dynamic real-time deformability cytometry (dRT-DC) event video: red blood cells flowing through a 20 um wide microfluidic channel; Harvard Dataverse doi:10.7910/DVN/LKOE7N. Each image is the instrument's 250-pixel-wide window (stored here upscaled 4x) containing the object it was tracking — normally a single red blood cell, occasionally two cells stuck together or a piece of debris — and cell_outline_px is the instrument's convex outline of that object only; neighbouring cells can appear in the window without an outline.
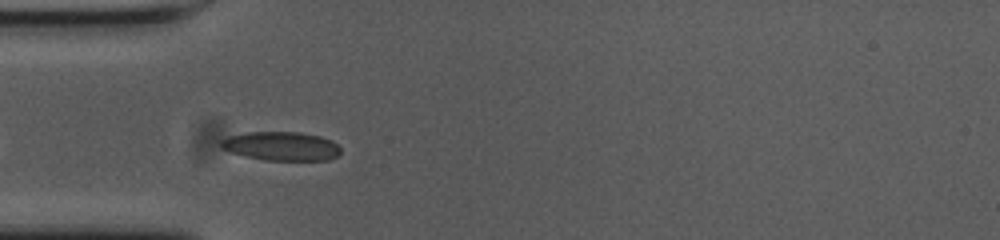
{"species": "common noctule bat (a hibernating species)", "species_latin": "Nyctalus noctula", "temperature_condition": "cold", "stored_images_in_passage": 28, "camera_frame_rate_fps": 3000, "um_per_image_px": 0.085, "animal": {"sex": "female", "body_mass_g": 23.0, "forearm_length_mm": 53.4}, "frame": {"image": 1, "passage_image": 5, "time_ms": 1.333, "image_size_px": [1000, 240], "cell_outline_px": [[340, 156], [328, 160], [264, 160], [244, 156], [220, 148], [220, 140], [228, 136], [244, 132], [300, 132], [320, 136], [332, 140], [340, 148]], "centroid_in_image_um": [23.91, 12.42], "position_along_channel_um": 61.1, "area_um2": 20.35}}
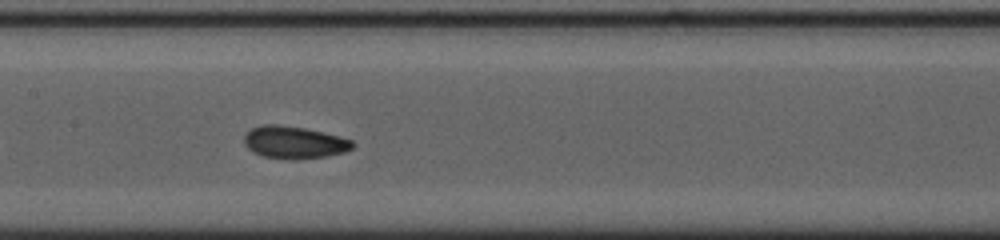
{"frame": {"image": 2, "passage_image": 15, "time_ms": 4.667, "image_size_px": [1000, 240], "cell_outline_px": [[356, 144], [352, 148], [344, 152], [324, 156], [292, 160], [264, 156], [248, 148], [244, 144], [244, 136], [252, 128], [264, 124], [276, 124], [304, 128], [340, 136], [352, 140]], "centroid_in_image_um": [25.02, 12.1], "position_along_channel_um": 182.4, "area_um2": 20.23}}
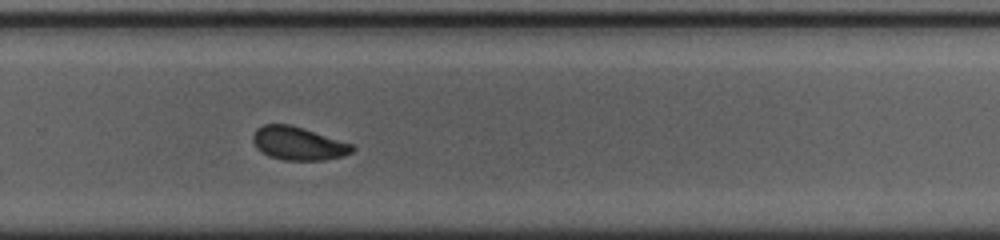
{"frame": {"image": 3, "passage_image": 25, "time_ms": 8.0, "image_size_px": [1000, 240], "cell_outline_px": [[356, 148], [352, 152], [344, 156], [324, 160], [284, 160], [268, 156], [256, 148], [252, 140], [252, 136], [256, 128], [264, 124], [288, 124], [304, 128], [352, 144]], "centroid_in_image_um": [25.33, 12.19], "position_along_channel_um": 304.5, "area_um2": 19.36}}